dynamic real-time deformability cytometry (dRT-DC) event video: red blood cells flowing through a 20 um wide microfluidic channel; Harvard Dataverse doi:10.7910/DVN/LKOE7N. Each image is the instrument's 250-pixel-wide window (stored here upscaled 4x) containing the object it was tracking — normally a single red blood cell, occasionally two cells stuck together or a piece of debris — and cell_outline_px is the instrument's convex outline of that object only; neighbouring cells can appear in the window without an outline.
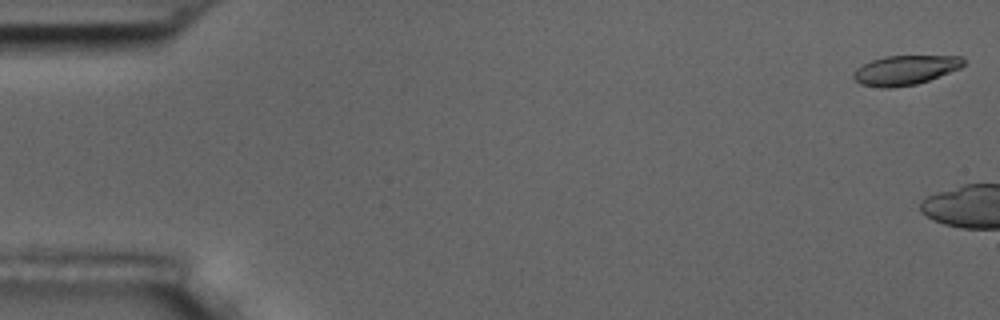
{"species": "common noctule bat (a hibernating species)", "species_latin": "Nyctalus noctula", "temperature_condition": "room temperature", "stored_images_in_passage": 5, "camera_frame_rate_fps": 3000, "um_per_image_px": 0.085, "animal": {"sex": "male", "body_mass_g": 17.5, "forearm_length_mm": 52.3}, "frame": {"image": 1, "passage_image": 1, "time_ms": 0.0, "image_size_px": [1000, 320], "cell_outline_px": [[964, 64], [960, 68], [928, 80], [916, 84], [892, 88], [880, 88], [860, 84], [852, 76], [852, 72], [856, 68], [872, 60], [884, 56], [964, 56]], "centroid_in_image_um": [76.91, 5.96], "position_along_channel_um": 8.1, "area_um2": 18.9}}